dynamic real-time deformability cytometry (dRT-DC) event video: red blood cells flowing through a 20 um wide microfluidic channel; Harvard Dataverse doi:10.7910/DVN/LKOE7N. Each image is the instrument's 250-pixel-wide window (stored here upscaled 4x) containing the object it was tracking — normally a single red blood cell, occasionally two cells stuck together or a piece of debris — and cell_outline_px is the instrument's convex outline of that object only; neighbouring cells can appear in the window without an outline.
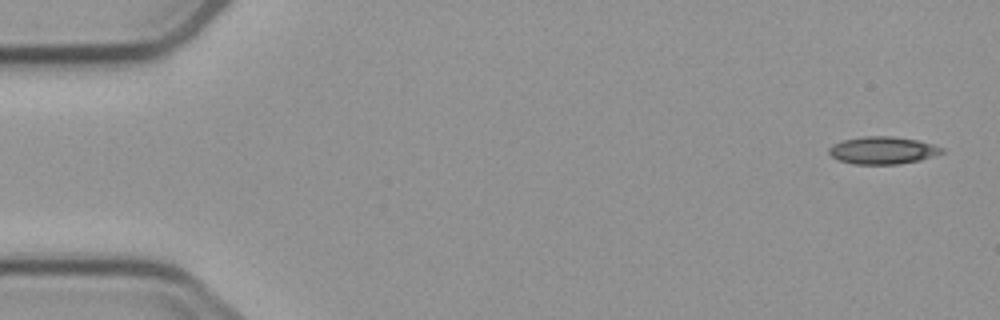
{"species": "common noctule bat (a hibernating species)", "species_latin": "Nyctalus noctula", "temperature_condition": "cold", "stored_images_in_passage": 6, "segment_of_instrument_passage": [1, 2], "camera_frame_rate_fps": 3000, "um_per_image_px": 0.085, "animal": {"sex": "male", "body_mass_g": 23.1, "forearm_length_mm": 52.7}, "frame": {"image": 1, "passage_image": 1, "time_ms": 0.0, "image_size_px": [1000, 320], "cell_outline_px": [[944, 152], [920, 160], [900, 164], [852, 164], [840, 160], [832, 156], [828, 152], [828, 148], [832, 144], [844, 140], [864, 136], [892, 136], [920, 140], [944, 148]], "centroid_in_image_um": [75.04, 12.77], "position_along_channel_um": 10.0, "area_um2": 18.09}}